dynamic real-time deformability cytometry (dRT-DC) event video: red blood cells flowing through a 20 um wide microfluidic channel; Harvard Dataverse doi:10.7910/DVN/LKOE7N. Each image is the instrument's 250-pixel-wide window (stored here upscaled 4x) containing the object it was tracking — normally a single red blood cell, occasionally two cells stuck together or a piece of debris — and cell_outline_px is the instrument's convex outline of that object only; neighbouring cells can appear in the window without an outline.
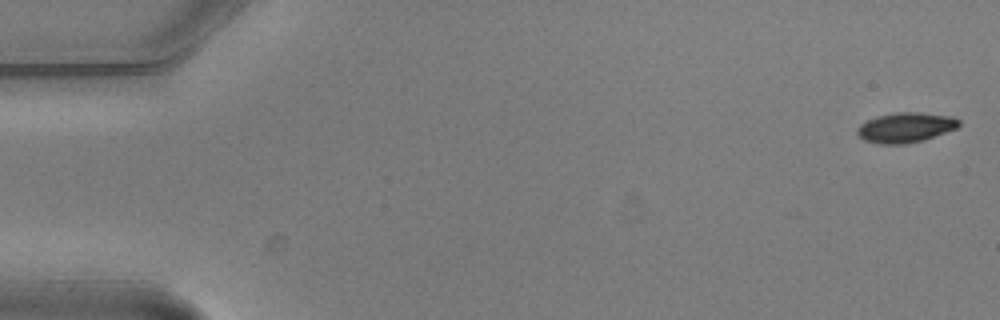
{"species": "common noctule bat (a hibernating species)", "species_latin": "Nyctalus noctula", "temperature_condition": "warm", "stored_images_in_passage": 5, "camera_frame_rate_fps": 3000, "um_per_image_px": 0.085, "animal": {"sex": "male", "body_mass_g": 20.5, "forearm_length_mm": 52.5}, "frame": {"image": 1, "passage_image": 1, "time_ms": 0.0, "image_size_px": [1000, 320], "cell_outline_px": [[960, 124], [956, 128], [924, 140], [904, 144], [880, 144], [864, 140], [856, 132], [856, 128], [860, 124], [876, 116], [896, 112], [920, 112], [956, 116], [960, 120]], "centroid_in_image_um": [76.99, 10.82], "position_along_channel_um": 8.0, "area_um2": 17.92}}
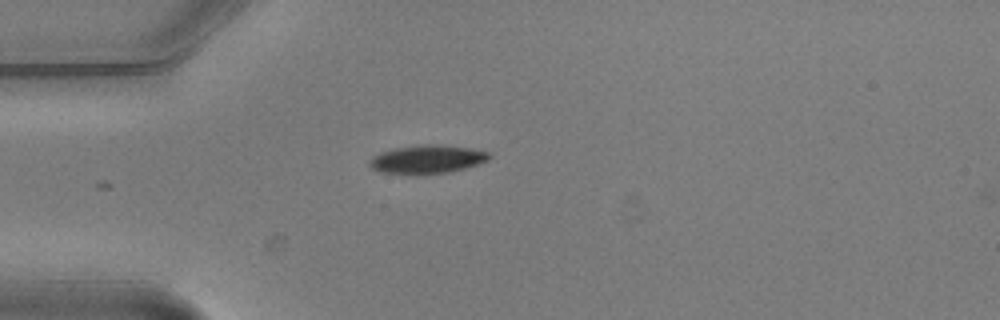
{"frame": {"image": 2, "passage_image": 5, "time_ms": 1.333, "image_size_px": [1000, 320], "cell_outline_px": [[492, 156], [488, 160], [464, 168], [448, 172], [416, 176], [380, 172], [372, 168], [368, 164], [380, 152], [396, 148], [424, 144], [440, 144], [468, 148], [488, 152]], "centroid_in_image_um": [36.3, 13.56], "position_along_channel_um": 48.7, "area_um2": 19.88}}